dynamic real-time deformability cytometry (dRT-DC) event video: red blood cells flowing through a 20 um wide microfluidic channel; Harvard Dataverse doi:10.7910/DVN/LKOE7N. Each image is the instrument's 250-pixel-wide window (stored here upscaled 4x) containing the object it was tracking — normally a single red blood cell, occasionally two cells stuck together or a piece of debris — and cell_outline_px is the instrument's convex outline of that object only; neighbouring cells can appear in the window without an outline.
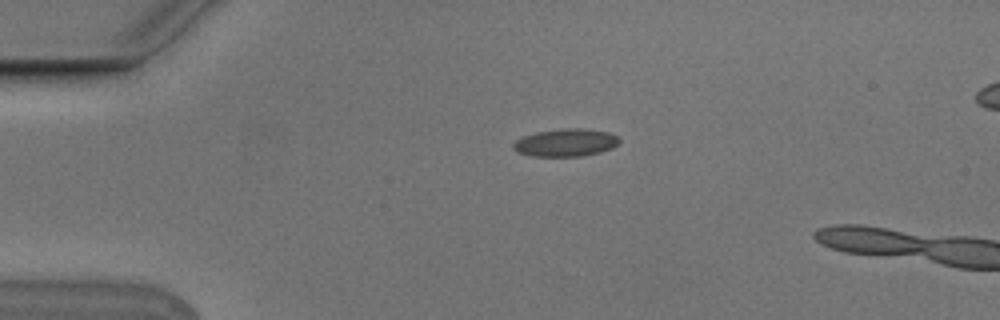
{"species": "Egyptian fruit bat (a non-hibernating species)", "species_latin": "Rousettus aegyptiacus", "temperature_condition": "cold", "stored_images_in_passage": 2, "camera_frame_rate_fps": 3000, "um_per_image_px": 0.085, "animal": {"sex": "male"}, "frame": {"image": 1, "passage_image": 1, "time_ms": 0.0, "image_size_px": [1000, 320], "cell_outline_px": [[620, 140], [612, 148], [600, 152], [580, 156], [532, 156], [516, 152], [512, 148], [512, 144], [516, 140], [524, 136], [536, 132], [564, 128], [580, 128], [608, 132], [616, 136]], "centroid_in_image_um": [48.04, 12.12], "position_along_channel_um": 37.0, "area_um2": 16.99}}